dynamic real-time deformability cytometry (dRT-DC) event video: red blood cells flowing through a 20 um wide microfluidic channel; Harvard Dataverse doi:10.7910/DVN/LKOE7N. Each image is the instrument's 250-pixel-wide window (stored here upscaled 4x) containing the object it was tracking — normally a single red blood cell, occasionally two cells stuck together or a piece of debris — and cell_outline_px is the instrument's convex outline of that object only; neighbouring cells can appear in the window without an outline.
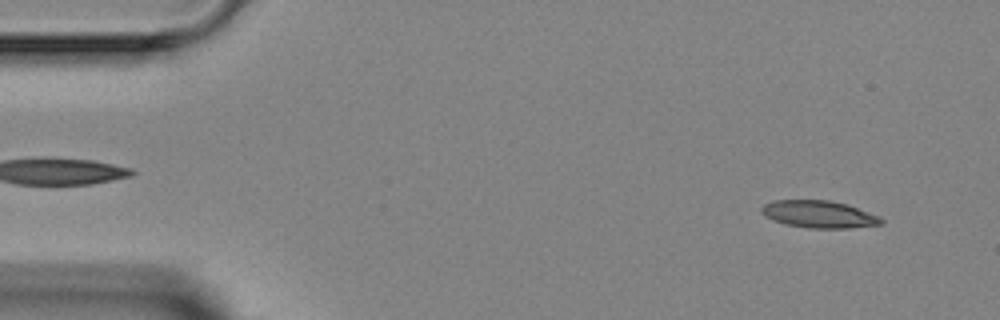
{"species": "Egyptian fruit bat (a non-hibernating species)", "species_latin": "Rousettus aegyptiacus", "temperature_condition": "room temperature", "stored_images_in_passage": 5, "segment_of_instrument_passage": [1, 2], "camera_frame_rate_fps": 3000, "um_per_image_px": 0.085, "animal": {"sex": "female"}, "frame": {"image": 1, "passage_image": 1, "time_ms": 0.0, "image_size_px": [1000, 320], "cell_outline_px": [[884, 224], [848, 228], [808, 228], [788, 224], [772, 220], [764, 216], [760, 212], [760, 208], [764, 204], [776, 200], [828, 200], [848, 204], [880, 216], [884, 220]], "centroid_in_image_um": [69.63, 18.21], "position_along_channel_um": 15.4, "area_um2": 19.13}}
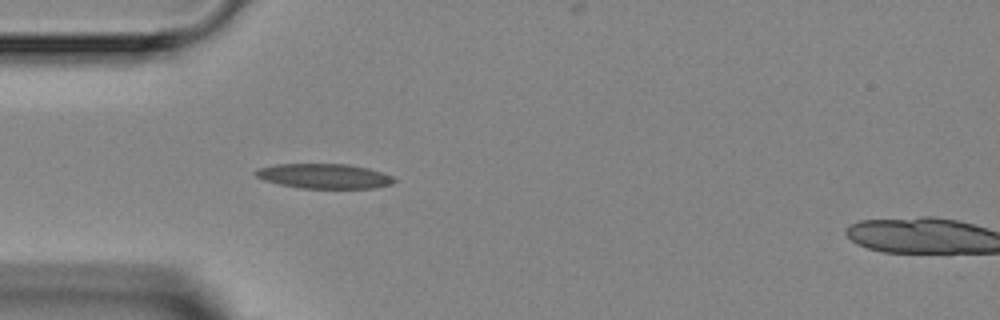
{"frame": {"image": 2, "passage_image": 4, "time_ms": 3.333, "image_size_px": [1000, 320], "cell_outline_px": [[396, 180], [392, 184], [372, 188], [300, 188], [280, 184], [264, 180], [256, 176], [256, 168], [276, 164], [348, 164], [368, 168], [392, 176]], "centroid_in_image_um": [27.55, 14.96], "position_along_channel_um": 57.5, "area_um2": 19.88}}